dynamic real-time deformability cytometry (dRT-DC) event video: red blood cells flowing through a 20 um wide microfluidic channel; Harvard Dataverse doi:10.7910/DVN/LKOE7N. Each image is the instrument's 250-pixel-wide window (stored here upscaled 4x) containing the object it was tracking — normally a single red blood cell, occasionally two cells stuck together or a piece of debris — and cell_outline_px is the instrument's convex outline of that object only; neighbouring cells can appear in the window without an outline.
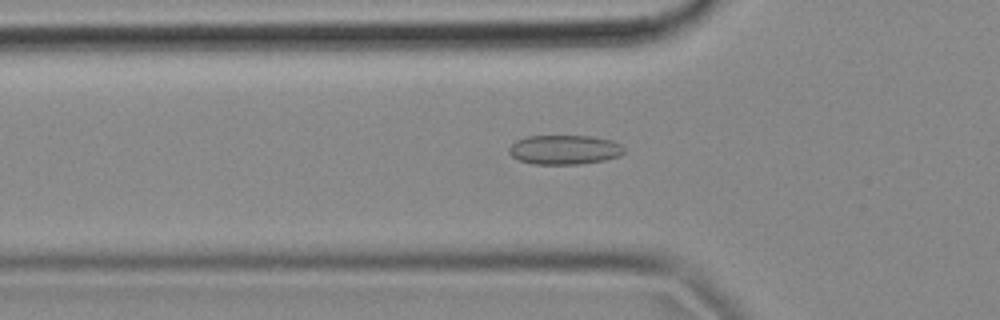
{"species": "common noctule bat (a hibernating species)", "species_latin": "Nyctalus noctula", "temperature_condition": "cold", "stored_images_in_passage": 53, "camera_frame_rate_fps": 3000, "um_per_image_px": 0.085, "animal": {"sex": "female", "body_mass_g": 18.4}, "frame": {"image": 1, "passage_image": 17, "time_ms": 5.333, "image_size_px": [1000, 320], "cell_outline_px": [[624, 152], [620, 156], [604, 160], [580, 164], [532, 164], [520, 160], [512, 156], [508, 152], [508, 148], [516, 140], [528, 136], [592, 136], [612, 140], [620, 144], [624, 148]], "centroid_in_image_um": [47.98, 12.72], "position_along_channel_um": 77.8, "area_um2": 19.77}}
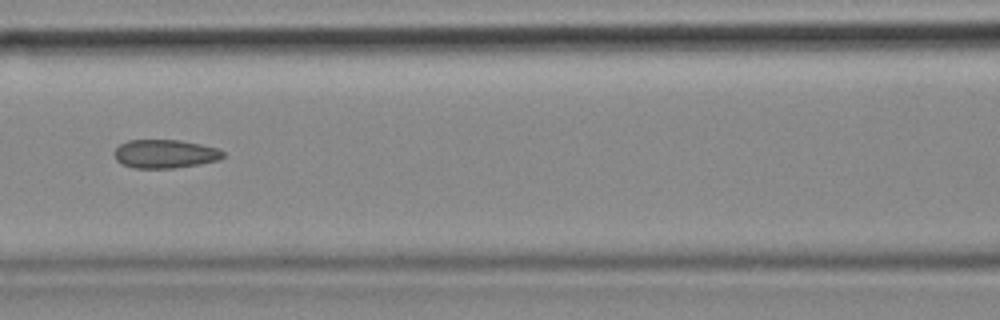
{"frame": {"image": 2, "passage_image": 23, "time_ms": 7.333, "image_size_px": [1000, 320], "cell_outline_px": [[224, 156], [216, 160], [200, 164], [172, 168], [132, 168], [116, 160], [116, 148], [120, 144], [128, 140], [180, 140], [200, 144], [216, 148], [224, 152]], "centroid_in_image_um": [14.02, 13.07], "position_along_channel_um": 152.6, "area_um2": 17.86}}
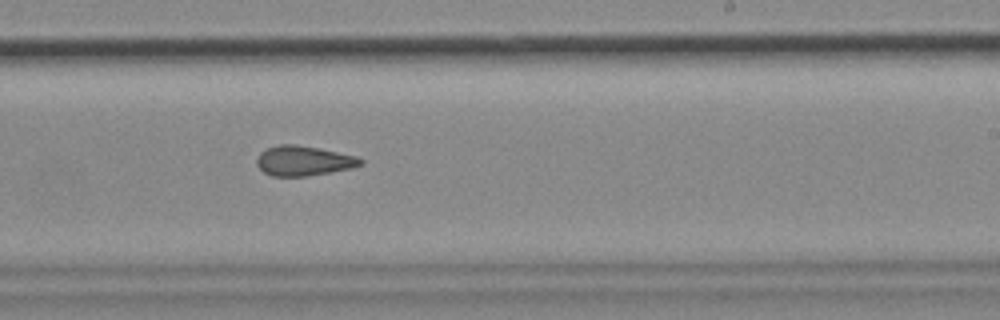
{"frame": {"image": 3, "passage_image": 32, "time_ms": 10.333, "image_size_px": [1000, 320], "cell_outline_px": [[364, 164], [352, 168], [304, 176], [272, 176], [264, 172], [256, 164], [256, 160], [260, 152], [268, 148], [280, 144], [292, 144], [320, 148], [356, 156], [364, 160]], "centroid_in_image_um": [25.81, 13.66], "position_along_channel_um": 263.2, "area_um2": 17.98}, "authors_computed_cell_mechanics": {"area_um2": 18.6116, "velocity_mm_per_s": 3.7051, "shape_relaxation_time_tau1_ms": null, "shape_relaxation_time_tau2_ms": 5.5308, "deformation_change_tau1": null, "deformation_change_tau2": 0.1283}}